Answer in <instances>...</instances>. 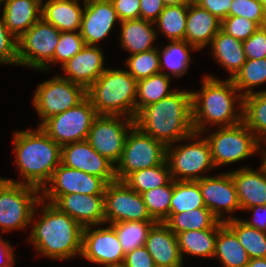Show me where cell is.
I'll return each mask as SVG.
<instances>
[{"label": "cell", "mask_w": 266, "mask_h": 267, "mask_svg": "<svg viewBox=\"0 0 266 267\" xmlns=\"http://www.w3.org/2000/svg\"><path fill=\"white\" fill-rule=\"evenodd\" d=\"M145 134L166 147L182 140L199 138L194 132L192 92L175 90L157 103L143 107L134 119Z\"/></svg>", "instance_id": "obj_1"}, {"label": "cell", "mask_w": 266, "mask_h": 267, "mask_svg": "<svg viewBox=\"0 0 266 267\" xmlns=\"http://www.w3.org/2000/svg\"><path fill=\"white\" fill-rule=\"evenodd\" d=\"M16 163L23 182L6 179L38 188L42 191L61 164V146L54 142L39 126L36 130L14 133Z\"/></svg>", "instance_id": "obj_2"}, {"label": "cell", "mask_w": 266, "mask_h": 267, "mask_svg": "<svg viewBox=\"0 0 266 267\" xmlns=\"http://www.w3.org/2000/svg\"><path fill=\"white\" fill-rule=\"evenodd\" d=\"M203 78L201 92L192 91L194 132L202 134L208 123L225 127L243 121V96L237 95L232 79L223 82L211 75ZM236 99L241 108L239 114L235 110Z\"/></svg>", "instance_id": "obj_3"}, {"label": "cell", "mask_w": 266, "mask_h": 267, "mask_svg": "<svg viewBox=\"0 0 266 267\" xmlns=\"http://www.w3.org/2000/svg\"><path fill=\"white\" fill-rule=\"evenodd\" d=\"M42 213L29 237L37 251L57 260L81 255L83 227L51 203H44Z\"/></svg>", "instance_id": "obj_4"}, {"label": "cell", "mask_w": 266, "mask_h": 267, "mask_svg": "<svg viewBox=\"0 0 266 267\" xmlns=\"http://www.w3.org/2000/svg\"><path fill=\"white\" fill-rule=\"evenodd\" d=\"M87 97L98 115L136 117L137 80L120 69H106L87 89Z\"/></svg>", "instance_id": "obj_5"}, {"label": "cell", "mask_w": 266, "mask_h": 267, "mask_svg": "<svg viewBox=\"0 0 266 267\" xmlns=\"http://www.w3.org/2000/svg\"><path fill=\"white\" fill-rule=\"evenodd\" d=\"M39 192L42 193L36 187L0 177V227L3 232L23 229L34 220L35 205L44 203Z\"/></svg>", "instance_id": "obj_6"}, {"label": "cell", "mask_w": 266, "mask_h": 267, "mask_svg": "<svg viewBox=\"0 0 266 267\" xmlns=\"http://www.w3.org/2000/svg\"><path fill=\"white\" fill-rule=\"evenodd\" d=\"M166 146L145 134L136 125L129 131L121 157L115 165V176L124 181L131 173L162 164Z\"/></svg>", "instance_id": "obj_7"}, {"label": "cell", "mask_w": 266, "mask_h": 267, "mask_svg": "<svg viewBox=\"0 0 266 267\" xmlns=\"http://www.w3.org/2000/svg\"><path fill=\"white\" fill-rule=\"evenodd\" d=\"M209 143L214 166L238 162L260 151L261 143L243 121L205 137Z\"/></svg>", "instance_id": "obj_8"}, {"label": "cell", "mask_w": 266, "mask_h": 267, "mask_svg": "<svg viewBox=\"0 0 266 267\" xmlns=\"http://www.w3.org/2000/svg\"><path fill=\"white\" fill-rule=\"evenodd\" d=\"M98 116L88 97L77 106L45 120L39 127L58 145L85 141Z\"/></svg>", "instance_id": "obj_9"}, {"label": "cell", "mask_w": 266, "mask_h": 267, "mask_svg": "<svg viewBox=\"0 0 266 267\" xmlns=\"http://www.w3.org/2000/svg\"><path fill=\"white\" fill-rule=\"evenodd\" d=\"M61 32L42 17L18 40V65L48 70Z\"/></svg>", "instance_id": "obj_10"}, {"label": "cell", "mask_w": 266, "mask_h": 267, "mask_svg": "<svg viewBox=\"0 0 266 267\" xmlns=\"http://www.w3.org/2000/svg\"><path fill=\"white\" fill-rule=\"evenodd\" d=\"M33 105L42 119L40 125L53 115L77 106L87 97V90L78 84L54 76L38 85Z\"/></svg>", "instance_id": "obj_11"}, {"label": "cell", "mask_w": 266, "mask_h": 267, "mask_svg": "<svg viewBox=\"0 0 266 267\" xmlns=\"http://www.w3.org/2000/svg\"><path fill=\"white\" fill-rule=\"evenodd\" d=\"M172 146L166 147V160L175 181H197L207 177L200 173L215 167L206 138L176 148Z\"/></svg>", "instance_id": "obj_12"}, {"label": "cell", "mask_w": 266, "mask_h": 267, "mask_svg": "<svg viewBox=\"0 0 266 267\" xmlns=\"http://www.w3.org/2000/svg\"><path fill=\"white\" fill-rule=\"evenodd\" d=\"M120 115H98L91 126L86 141L114 166L124 149L126 137L135 125L132 118L120 120Z\"/></svg>", "instance_id": "obj_13"}, {"label": "cell", "mask_w": 266, "mask_h": 267, "mask_svg": "<svg viewBox=\"0 0 266 267\" xmlns=\"http://www.w3.org/2000/svg\"><path fill=\"white\" fill-rule=\"evenodd\" d=\"M105 223L155 221L148 212L142 194L123 181L108 183L104 190Z\"/></svg>", "instance_id": "obj_14"}, {"label": "cell", "mask_w": 266, "mask_h": 267, "mask_svg": "<svg viewBox=\"0 0 266 267\" xmlns=\"http://www.w3.org/2000/svg\"><path fill=\"white\" fill-rule=\"evenodd\" d=\"M51 187H43L41 200L53 204L61 195L79 193L83 195H104L107 183L100 177L72 169L60 164L49 180ZM46 198V199H45Z\"/></svg>", "instance_id": "obj_15"}, {"label": "cell", "mask_w": 266, "mask_h": 267, "mask_svg": "<svg viewBox=\"0 0 266 267\" xmlns=\"http://www.w3.org/2000/svg\"><path fill=\"white\" fill-rule=\"evenodd\" d=\"M81 257L107 266L123 264L125 254L114 228L109 224V227L94 230L90 226L83 227Z\"/></svg>", "instance_id": "obj_16"}, {"label": "cell", "mask_w": 266, "mask_h": 267, "mask_svg": "<svg viewBox=\"0 0 266 267\" xmlns=\"http://www.w3.org/2000/svg\"><path fill=\"white\" fill-rule=\"evenodd\" d=\"M61 164L98 176L107 184L117 180L115 166L97 153L86 140L61 146Z\"/></svg>", "instance_id": "obj_17"}, {"label": "cell", "mask_w": 266, "mask_h": 267, "mask_svg": "<svg viewBox=\"0 0 266 267\" xmlns=\"http://www.w3.org/2000/svg\"><path fill=\"white\" fill-rule=\"evenodd\" d=\"M197 181L206 208H208L219 221L224 222L221 216L223 215V211L232 213L234 210H241L236 187L230 172L215 177H203Z\"/></svg>", "instance_id": "obj_18"}, {"label": "cell", "mask_w": 266, "mask_h": 267, "mask_svg": "<svg viewBox=\"0 0 266 267\" xmlns=\"http://www.w3.org/2000/svg\"><path fill=\"white\" fill-rule=\"evenodd\" d=\"M83 5L80 34L85 45L96 46L120 19L110 0H88Z\"/></svg>", "instance_id": "obj_19"}, {"label": "cell", "mask_w": 266, "mask_h": 267, "mask_svg": "<svg viewBox=\"0 0 266 267\" xmlns=\"http://www.w3.org/2000/svg\"><path fill=\"white\" fill-rule=\"evenodd\" d=\"M61 212L68 214L82 227L105 223L104 195L71 193L61 195L54 203Z\"/></svg>", "instance_id": "obj_20"}, {"label": "cell", "mask_w": 266, "mask_h": 267, "mask_svg": "<svg viewBox=\"0 0 266 267\" xmlns=\"http://www.w3.org/2000/svg\"><path fill=\"white\" fill-rule=\"evenodd\" d=\"M102 50L96 45H85L77 54L69 59L62 67L71 82L83 86L86 90L106 70L103 67Z\"/></svg>", "instance_id": "obj_21"}, {"label": "cell", "mask_w": 266, "mask_h": 267, "mask_svg": "<svg viewBox=\"0 0 266 267\" xmlns=\"http://www.w3.org/2000/svg\"><path fill=\"white\" fill-rule=\"evenodd\" d=\"M145 247L156 267H179L183 265L177 235L164 222H156L150 229Z\"/></svg>", "instance_id": "obj_22"}, {"label": "cell", "mask_w": 266, "mask_h": 267, "mask_svg": "<svg viewBox=\"0 0 266 267\" xmlns=\"http://www.w3.org/2000/svg\"><path fill=\"white\" fill-rule=\"evenodd\" d=\"M230 174L242 210L266 205V165L263 162L257 171L243 167L231 171Z\"/></svg>", "instance_id": "obj_23"}, {"label": "cell", "mask_w": 266, "mask_h": 267, "mask_svg": "<svg viewBox=\"0 0 266 267\" xmlns=\"http://www.w3.org/2000/svg\"><path fill=\"white\" fill-rule=\"evenodd\" d=\"M2 3L4 25L17 40L41 18L39 0H3Z\"/></svg>", "instance_id": "obj_24"}, {"label": "cell", "mask_w": 266, "mask_h": 267, "mask_svg": "<svg viewBox=\"0 0 266 267\" xmlns=\"http://www.w3.org/2000/svg\"><path fill=\"white\" fill-rule=\"evenodd\" d=\"M221 21L192 0L188 3L187 24L184 40L198 50L211 44L218 33Z\"/></svg>", "instance_id": "obj_25"}, {"label": "cell", "mask_w": 266, "mask_h": 267, "mask_svg": "<svg viewBox=\"0 0 266 267\" xmlns=\"http://www.w3.org/2000/svg\"><path fill=\"white\" fill-rule=\"evenodd\" d=\"M79 0H48L42 3L41 17L60 32H75L81 28L84 9Z\"/></svg>", "instance_id": "obj_26"}, {"label": "cell", "mask_w": 266, "mask_h": 267, "mask_svg": "<svg viewBox=\"0 0 266 267\" xmlns=\"http://www.w3.org/2000/svg\"><path fill=\"white\" fill-rule=\"evenodd\" d=\"M152 24L153 22L141 18L121 21V47L131 55L154 49L152 44L158 33L152 28Z\"/></svg>", "instance_id": "obj_27"}, {"label": "cell", "mask_w": 266, "mask_h": 267, "mask_svg": "<svg viewBox=\"0 0 266 267\" xmlns=\"http://www.w3.org/2000/svg\"><path fill=\"white\" fill-rule=\"evenodd\" d=\"M211 47L214 58L229 71L230 79H233L247 60L243 41L235 39L220 29L212 39Z\"/></svg>", "instance_id": "obj_28"}, {"label": "cell", "mask_w": 266, "mask_h": 267, "mask_svg": "<svg viewBox=\"0 0 266 267\" xmlns=\"http://www.w3.org/2000/svg\"><path fill=\"white\" fill-rule=\"evenodd\" d=\"M219 221L213 228L188 230L177 235L180 253L201 257H214L218 228L223 224Z\"/></svg>", "instance_id": "obj_29"}, {"label": "cell", "mask_w": 266, "mask_h": 267, "mask_svg": "<svg viewBox=\"0 0 266 267\" xmlns=\"http://www.w3.org/2000/svg\"><path fill=\"white\" fill-rule=\"evenodd\" d=\"M214 257H218L224 267H246L250 260L236 234L225 223L218 228Z\"/></svg>", "instance_id": "obj_30"}, {"label": "cell", "mask_w": 266, "mask_h": 267, "mask_svg": "<svg viewBox=\"0 0 266 267\" xmlns=\"http://www.w3.org/2000/svg\"><path fill=\"white\" fill-rule=\"evenodd\" d=\"M219 219L208 208H196L181 213H170L164 223L176 235L188 230L213 228Z\"/></svg>", "instance_id": "obj_31"}, {"label": "cell", "mask_w": 266, "mask_h": 267, "mask_svg": "<svg viewBox=\"0 0 266 267\" xmlns=\"http://www.w3.org/2000/svg\"><path fill=\"white\" fill-rule=\"evenodd\" d=\"M224 223L236 234L250 259L266 258V232L250 227L233 216L225 218Z\"/></svg>", "instance_id": "obj_32"}, {"label": "cell", "mask_w": 266, "mask_h": 267, "mask_svg": "<svg viewBox=\"0 0 266 267\" xmlns=\"http://www.w3.org/2000/svg\"><path fill=\"white\" fill-rule=\"evenodd\" d=\"M243 122L260 143L266 142V90L243 97Z\"/></svg>", "instance_id": "obj_33"}, {"label": "cell", "mask_w": 266, "mask_h": 267, "mask_svg": "<svg viewBox=\"0 0 266 267\" xmlns=\"http://www.w3.org/2000/svg\"><path fill=\"white\" fill-rule=\"evenodd\" d=\"M170 78L169 74L160 72L137 81L136 114L143 107L157 103L175 92L169 89Z\"/></svg>", "instance_id": "obj_34"}, {"label": "cell", "mask_w": 266, "mask_h": 267, "mask_svg": "<svg viewBox=\"0 0 266 267\" xmlns=\"http://www.w3.org/2000/svg\"><path fill=\"white\" fill-rule=\"evenodd\" d=\"M156 221H120L111 223L124 254L145 246L148 233Z\"/></svg>", "instance_id": "obj_35"}, {"label": "cell", "mask_w": 266, "mask_h": 267, "mask_svg": "<svg viewBox=\"0 0 266 267\" xmlns=\"http://www.w3.org/2000/svg\"><path fill=\"white\" fill-rule=\"evenodd\" d=\"M167 160L162 164L131 173L123 182L139 194L166 185L171 180Z\"/></svg>", "instance_id": "obj_36"}, {"label": "cell", "mask_w": 266, "mask_h": 267, "mask_svg": "<svg viewBox=\"0 0 266 267\" xmlns=\"http://www.w3.org/2000/svg\"><path fill=\"white\" fill-rule=\"evenodd\" d=\"M170 42L161 52L158 51L160 72L162 73L164 68H168L171 71L170 74H173L172 76L180 77L186 72L191 61L189 46L191 50L198 49L185 40H170Z\"/></svg>", "instance_id": "obj_37"}, {"label": "cell", "mask_w": 266, "mask_h": 267, "mask_svg": "<svg viewBox=\"0 0 266 267\" xmlns=\"http://www.w3.org/2000/svg\"><path fill=\"white\" fill-rule=\"evenodd\" d=\"M188 3L166 5L154 22L169 40H184L187 24Z\"/></svg>", "instance_id": "obj_38"}, {"label": "cell", "mask_w": 266, "mask_h": 267, "mask_svg": "<svg viewBox=\"0 0 266 267\" xmlns=\"http://www.w3.org/2000/svg\"><path fill=\"white\" fill-rule=\"evenodd\" d=\"M206 208L198 181H175L170 213Z\"/></svg>", "instance_id": "obj_39"}, {"label": "cell", "mask_w": 266, "mask_h": 267, "mask_svg": "<svg viewBox=\"0 0 266 267\" xmlns=\"http://www.w3.org/2000/svg\"><path fill=\"white\" fill-rule=\"evenodd\" d=\"M173 189L174 180L171 179L166 185L142 194L148 212L156 222H164L169 217Z\"/></svg>", "instance_id": "obj_40"}, {"label": "cell", "mask_w": 266, "mask_h": 267, "mask_svg": "<svg viewBox=\"0 0 266 267\" xmlns=\"http://www.w3.org/2000/svg\"><path fill=\"white\" fill-rule=\"evenodd\" d=\"M232 81L238 91L250 88L241 93L243 97L253 94L252 87L266 82V58L247 59Z\"/></svg>", "instance_id": "obj_41"}, {"label": "cell", "mask_w": 266, "mask_h": 267, "mask_svg": "<svg viewBox=\"0 0 266 267\" xmlns=\"http://www.w3.org/2000/svg\"><path fill=\"white\" fill-rule=\"evenodd\" d=\"M126 65L131 74L137 81L148 78L154 74L160 73V62L158 49L131 55L126 60Z\"/></svg>", "instance_id": "obj_42"}, {"label": "cell", "mask_w": 266, "mask_h": 267, "mask_svg": "<svg viewBox=\"0 0 266 267\" xmlns=\"http://www.w3.org/2000/svg\"><path fill=\"white\" fill-rule=\"evenodd\" d=\"M85 46L80 31L61 32L59 42L55 49L53 63L61 62L63 66L69 59Z\"/></svg>", "instance_id": "obj_43"}, {"label": "cell", "mask_w": 266, "mask_h": 267, "mask_svg": "<svg viewBox=\"0 0 266 267\" xmlns=\"http://www.w3.org/2000/svg\"><path fill=\"white\" fill-rule=\"evenodd\" d=\"M228 16H243L260 27L266 25V12L259 0H233Z\"/></svg>", "instance_id": "obj_44"}, {"label": "cell", "mask_w": 266, "mask_h": 267, "mask_svg": "<svg viewBox=\"0 0 266 267\" xmlns=\"http://www.w3.org/2000/svg\"><path fill=\"white\" fill-rule=\"evenodd\" d=\"M260 26L243 16H228L221 21L220 29L240 41L247 40Z\"/></svg>", "instance_id": "obj_45"}, {"label": "cell", "mask_w": 266, "mask_h": 267, "mask_svg": "<svg viewBox=\"0 0 266 267\" xmlns=\"http://www.w3.org/2000/svg\"><path fill=\"white\" fill-rule=\"evenodd\" d=\"M0 63L18 65L17 39L8 31L0 18Z\"/></svg>", "instance_id": "obj_46"}, {"label": "cell", "mask_w": 266, "mask_h": 267, "mask_svg": "<svg viewBox=\"0 0 266 267\" xmlns=\"http://www.w3.org/2000/svg\"><path fill=\"white\" fill-rule=\"evenodd\" d=\"M243 48L247 59L266 58V25L259 27L243 41Z\"/></svg>", "instance_id": "obj_47"}, {"label": "cell", "mask_w": 266, "mask_h": 267, "mask_svg": "<svg viewBox=\"0 0 266 267\" xmlns=\"http://www.w3.org/2000/svg\"><path fill=\"white\" fill-rule=\"evenodd\" d=\"M121 21L140 18V0H110Z\"/></svg>", "instance_id": "obj_48"}, {"label": "cell", "mask_w": 266, "mask_h": 267, "mask_svg": "<svg viewBox=\"0 0 266 267\" xmlns=\"http://www.w3.org/2000/svg\"><path fill=\"white\" fill-rule=\"evenodd\" d=\"M125 267H156V264L145 246L137 248L125 255Z\"/></svg>", "instance_id": "obj_49"}, {"label": "cell", "mask_w": 266, "mask_h": 267, "mask_svg": "<svg viewBox=\"0 0 266 267\" xmlns=\"http://www.w3.org/2000/svg\"><path fill=\"white\" fill-rule=\"evenodd\" d=\"M199 7L206 9L220 21L228 17L233 0H192Z\"/></svg>", "instance_id": "obj_50"}, {"label": "cell", "mask_w": 266, "mask_h": 267, "mask_svg": "<svg viewBox=\"0 0 266 267\" xmlns=\"http://www.w3.org/2000/svg\"><path fill=\"white\" fill-rule=\"evenodd\" d=\"M165 6L162 0H140V18L154 23Z\"/></svg>", "instance_id": "obj_51"}, {"label": "cell", "mask_w": 266, "mask_h": 267, "mask_svg": "<svg viewBox=\"0 0 266 267\" xmlns=\"http://www.w3.org/2000/svg\"><path fill=\"white\" fill-rule=\"evenodd\" d=\"M245 210L253 211V221L243 220V222L250 227L266 232V205H258Z\"/></svg>", "instance_id": "obj_52"}, {"label": "cell", "mask_w": 266, "mask_h": 267, "mask_svg": "<svg viewBox=\"0 0 266 267\" xmlns=\"http://www.w3.org/2000/svg\"><path fill=\"white\" fill-rule=\"evenodd\" d=\"M14 259V253L10 243L1 240L0 237V267H12L15 262Z\"/></svg>", "instance_id": "obj_53"}, {"label": "cell", "mask_w": 266, "mask_h": 267, "mask_svg": "<svg viewBox=\"0 0 266 267\" xmlns=\"http://www.w3.org/2000/svg\"><path fill=\"white\" fill-rule=\"evenodd\" d=\"M247 267H266V258L250 259Z\"/></svg>", "instance_id": "obj_54"}, {"label": "cell", "mask_w": 266, "mask_h": 267, "mask_svg": "<svg viewBox=\"0 0 266 267\" xmlns=\"http://www.w3.org/2000/svg\"><path fill=\"white\" fill-rule=\"evenodd\" d=\"M165 5H178L189 3L191 0H162Z\"/></svg>", "instance_id": "obj_55"}, {"label": "cell", "mask_w": 266, "mask_h": 267, "mask_svg": "<svg viewBox=\"0 0 266 267\" xmlns=\"http://www.w3.org/2000/svg\"><path fill=\"white\" fill-rule=\"evenodd\" d=\"M259 1L263 6L264 11L266 12V0H259Z\"/></svg>", "instance_id": "obj_56"}, {"label": "cell", "mask_w": 266, "mask_h": 267, "mask_svg": "<svg viewBox=\"0 0 266 267\" xmlns=\"http://www.w3.org/2000/svg\"><path fill=\"white\" fill-rule=\"evenodd\" d=\"M105 267H125V266L121 264V265H107Z\"/></svg>", "instance_id": "obj_57"}, {"label": "cell", "mask_w": 266, "mask_h": 267, "mask_svg": "<svg viewBox=\"0 0 266 267\" xmlns=\"http://www.w3.org/2000/svg\"><path fill=\"white\" fill-rule=\"evenodd\" d=\"M263 163L266 165V151H264V153H263Z\"/></svg>", "instance_id": "obj_58"}]
</instances>
